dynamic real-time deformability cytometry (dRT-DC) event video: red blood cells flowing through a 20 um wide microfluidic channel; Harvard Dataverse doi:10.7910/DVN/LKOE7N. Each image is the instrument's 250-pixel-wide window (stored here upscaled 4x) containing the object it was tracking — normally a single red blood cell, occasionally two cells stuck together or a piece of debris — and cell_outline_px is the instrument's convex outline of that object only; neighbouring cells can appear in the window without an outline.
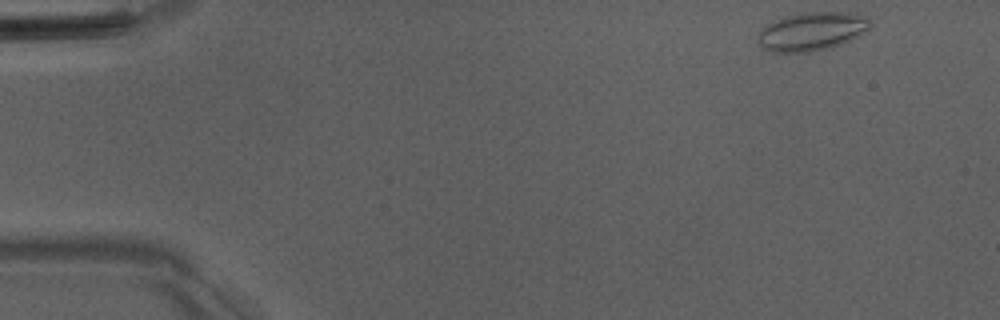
{"species": "Egyptian fruit bat (a non-hibernating species)", "species_latin": "Rousettus aegyptiacus", "temperature_condition": "room temperature", "stored_images_in_passage": 48, "camera_frame_rate_fps": 3000, "um_per_image_px": 0.085, "animal": {"sex": "male"}, "frame": {"image": 1, "passage_image": 1, "time_ms": 0.0, "image_size_px": [1000, 320], "cell_outline_px": [[872, 28], [852, 40], [832, 48], [812, 52], [772, 52], [764, 48], [760, 44], [756, 36], [760, 28], [776, 20], [788, 16], [804, 12], [848, 12], [864, 16], [872, 24]], "centroid_in_image_um": [69.03, 2.68], "position_along_channel_um": 16.0, "area_um2": 25.43}}
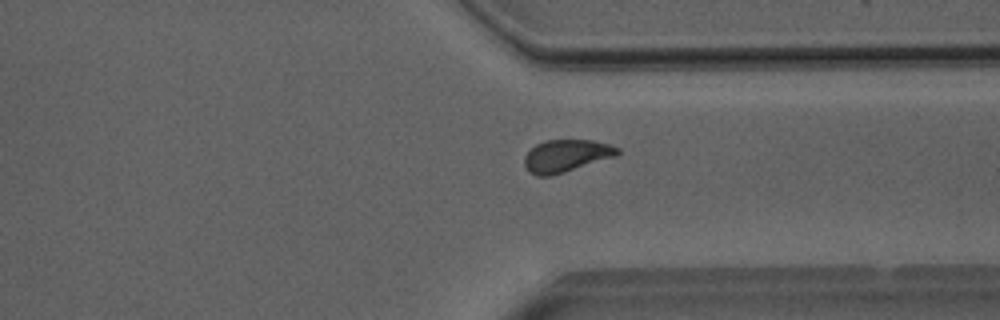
{"frame": {"image": 2, "passage_image": 36, "time_ms": 11.667, "image_size_px": [1000, 320], "cell_outline_px": [[620, 152], [616, 156], [552, 176], [536, 176], [528, 172], [524, 164], [524, 156], [536, 144], [544, 140], [592, 140], [608, 144], [620, 148]], "centroid_in_image_um": [48.11, 13.25], "position_along_channel_um": 363.3, "area_um2": 17.63}}
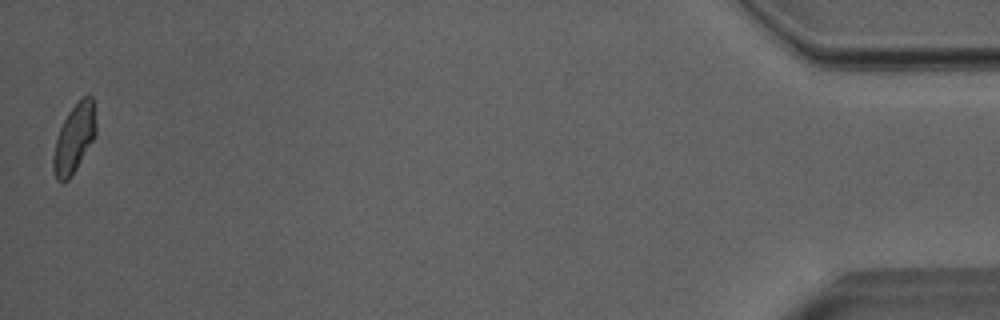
{"frame": {"image": 3, "passage_image": 48, "time_ms": 15.667, "image_size_px": [1000, 320], "cell_outline_px": [[96, 132], [92, 140], [76, 168], [68, 180], [56, 180], [52, 168], [52, 160], [56, 140], [60, 128], [68, 112], [84, 96], [92, 96], [96, 124]], "centroid_in_image_um": [6.29, 11.77], "position_along_channel_um": 428.9, "area_um2": 16.53}, "authors_computed_cell_mechanics": {"area_um2": 17.8891, "velocity_mm_per_s": 3.9869, "shape_relaxation_time_tau1_ms": null, "shape_relaxation_time_tau2_ms": 1.2186, "deformation_change_tau1": null, "deformation_change_tau2": 0.0599}}